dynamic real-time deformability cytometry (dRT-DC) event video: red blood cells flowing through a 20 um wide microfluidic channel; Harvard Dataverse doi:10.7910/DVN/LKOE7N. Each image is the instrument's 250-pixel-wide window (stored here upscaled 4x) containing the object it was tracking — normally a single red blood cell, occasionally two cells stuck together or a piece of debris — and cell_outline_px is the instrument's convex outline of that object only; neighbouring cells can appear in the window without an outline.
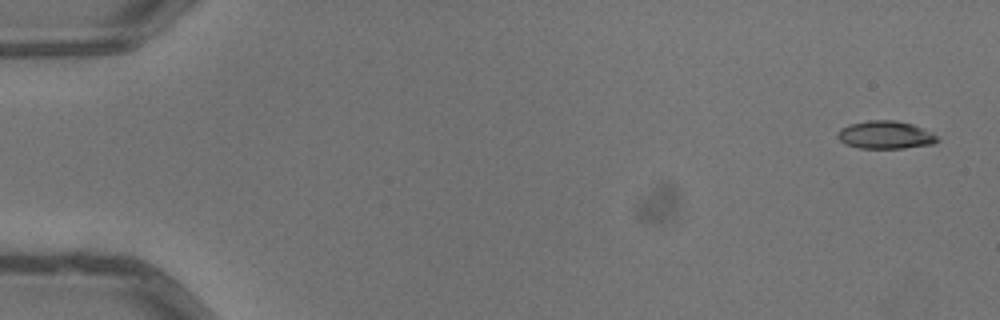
{"species": "common noctule bat (a hibernating species)", "species_latin": "Nyctalus noctula", "temperature_condition": "warm", "stored_images_in_passage": 5, "camera_frame_rate_fps": 3000, "um_per_image_px": 0.085, "animal": {"sex": "male", "body_mass_g": 13.3}, "frame": {"image": 1, "passage_image": 1, "time_ms": 0.0, "image_size_px": [1000, 320], "cell_outline_px": [[940, 140], [932, 144], [904, 148], [860, 148], [844, 144], [836, 136], [836, 132], [840, 128], [848, 124], [868, 120], [896, 120], [912, 124], [932, 132]], "centroid_in_image_um": [75.22, 11.46], "position_along_channel_um": 9.8, "area_um2": 16.36}}
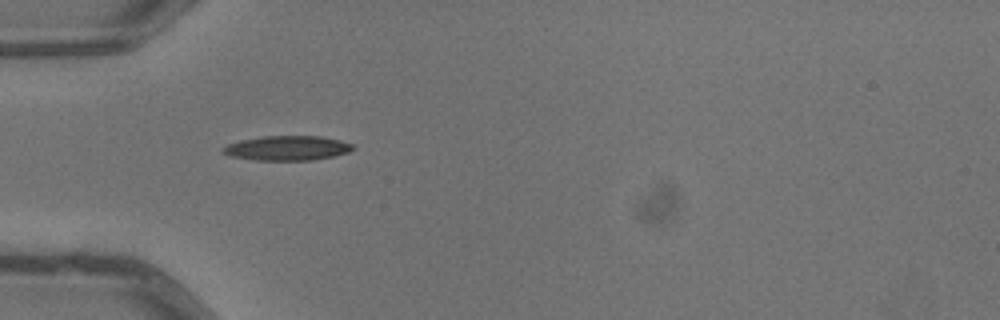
{"frame": {"image": 2, "passage_image": 5, "time_ms": 1.333, "image_size_px": [1000, 320], "cell_outline_px": [[356, 148], [348, 152], [332, 156], [312, 160], [256, 160], [232, 156], [220, 152], [220, 148], [228, 144], [240, 140], [264, 136], [320, 136], [340, 140], [352, 144]], "centroid_in_image_um": [24.39, 12.58], "position_along_channel_um": 60.6, "area_um2": 18.61}}